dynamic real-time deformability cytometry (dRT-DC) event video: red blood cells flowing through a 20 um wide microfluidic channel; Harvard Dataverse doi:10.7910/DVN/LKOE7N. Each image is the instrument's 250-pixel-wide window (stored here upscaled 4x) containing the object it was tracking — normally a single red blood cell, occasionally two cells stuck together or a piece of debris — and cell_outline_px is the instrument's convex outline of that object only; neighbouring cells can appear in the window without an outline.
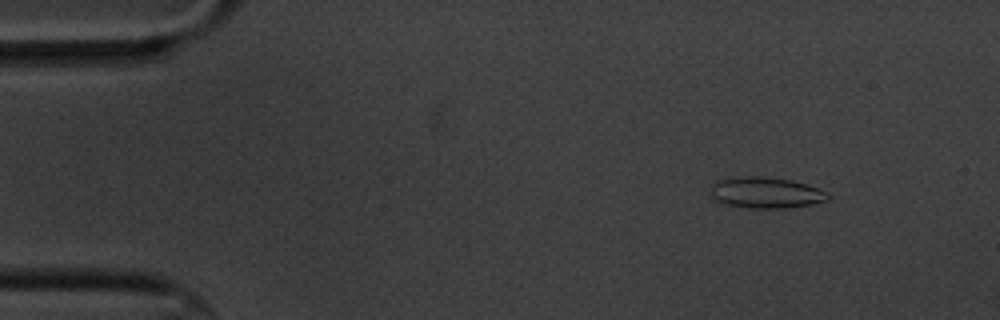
{"species": "common noctule bat (a hibernating species)", "species_latin": "Nyctalus noctula", "temperature_condition": "cold", "stored_images_in_passage": 4, "segment_of_instrument_passage": [1, 2], "camera_frame_rate_fps": 3000, "um_per_image_px": 0.085, "animal": {"sex": "male", "body_mass_g": 20.1, "forearm_length_mm": 53.5}, "frame": {"image": 1, "passage_image": 2, "time_ms": 1.0, "image_size_px": [1000, 320], "cell_outline_px": [[832, 196], [828, 200], [812, 204], [788, 208], [748, 208], [724, 204], [716, 200], [712, 196], [712, 180], [744, 176], [760, 176], [792, 180], [808, 184], [828, 192]], "centroid_in_image_um": [65.12, 16.37], "position_along_channel_um": 19.9, "area_um2": 21.56}}